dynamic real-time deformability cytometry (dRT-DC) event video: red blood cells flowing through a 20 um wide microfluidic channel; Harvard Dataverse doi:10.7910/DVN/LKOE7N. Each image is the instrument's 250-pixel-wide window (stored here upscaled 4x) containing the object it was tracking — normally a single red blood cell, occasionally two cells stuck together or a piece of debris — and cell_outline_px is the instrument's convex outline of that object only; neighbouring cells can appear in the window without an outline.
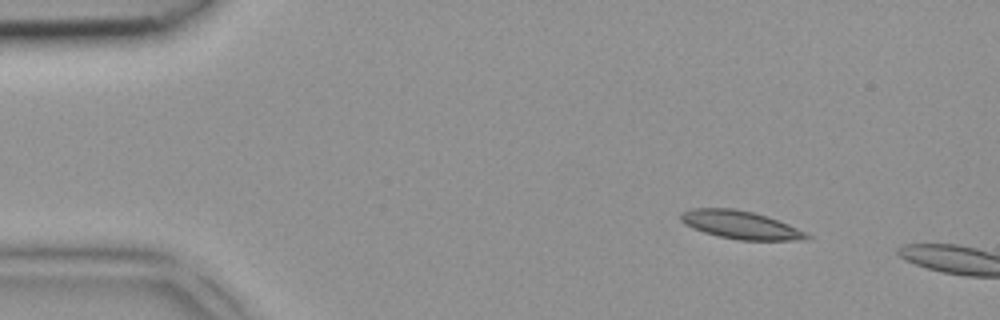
{"species": "common noctule bat (a hibernating species)", "species_latin": "Nyctalus noctula", "temperature_condition": "room temperature", "stored_images_in_passage": 3, "camera_frame_rate_fps": 3000, "um_per_image_px": 0.085, "animal": {"sex": "female", "body_mass_g": 18.4}, "frame": {"image": 1, "passage_image": 1, "time_ms": 0.0, "image_size_px": [1000, 320], "cell_outline_px": [[812, 236], [808, 240], [740, 240], [720, 236], [704, 232], [692, 228], [684, 224], [680, 220], [680, 212], [692, 208], [732, 208], [752, 212], [788, 224]], "centroid_in_image_um": [62.9, 19.11], "position_along_channel_um": 22.1, "area_um2": 20.4}}